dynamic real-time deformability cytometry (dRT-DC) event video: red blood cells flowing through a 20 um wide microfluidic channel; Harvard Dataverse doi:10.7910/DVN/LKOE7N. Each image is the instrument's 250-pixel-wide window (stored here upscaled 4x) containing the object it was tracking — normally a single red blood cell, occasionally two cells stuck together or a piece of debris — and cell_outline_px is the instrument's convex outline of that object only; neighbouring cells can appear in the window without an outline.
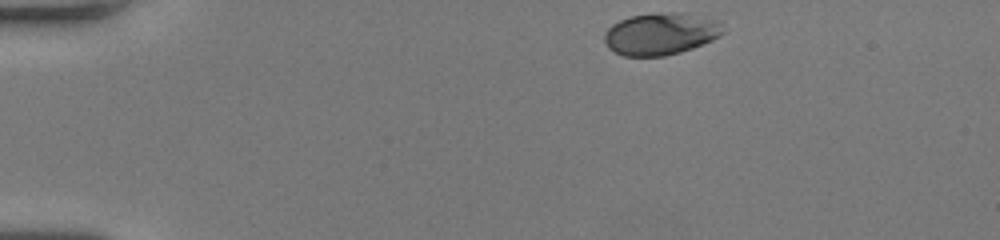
{"species": "human", "species_latin": "Homo sapiens", "temperature_condition": "room temperature", "stored_images_in_passage": 44, "camera_frame_rate_fps": 3000, "um_per_image_px": 0.085, "donor": {"sex": "female"}, "frame": {"image": 1, "passage_image": 1, "time_ms": 0.0, "image_size_px": [1000, 240], "cell_outline_px": [[724, 32], [720, 36], [712, 40], [692, 48], [680, 52], [664, 56], [624, 56], [608, 48], [604, 40], [604, 32], [612, 24], [620, 20], [632, 16], [660, 12], [680, 12], [716, 20]], "centroid_in_image_um": [56.12, 2.88], "position_along_channel_um": 28.9, "area_um2": 28.9}}
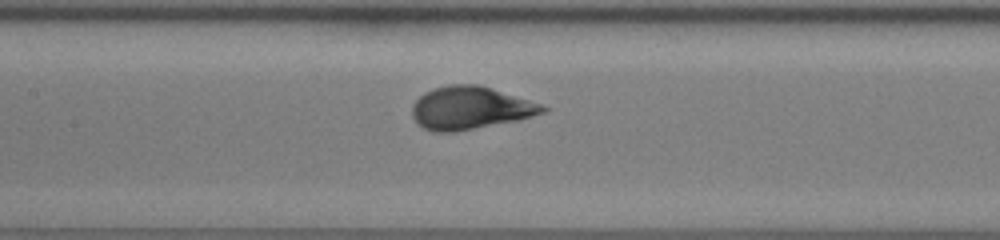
{"frame": {"image": 2, "passage_image": 18, "time_ms": 5.667, "image_size_px": [1000, 240], "cell_outline_px": [[548, 108], [544, 112], [520, 120], [452, 132], [432, 132], [424, 128], [412, 116], [412, 104], [424, 92], [432, 88], [448, 84], [476, 84], [492, 88], [540, 104]], "centroid_in_image_um": [39.93, 9.17], "position_along_channel_um": 167.5, "area_um2": 32.37}}
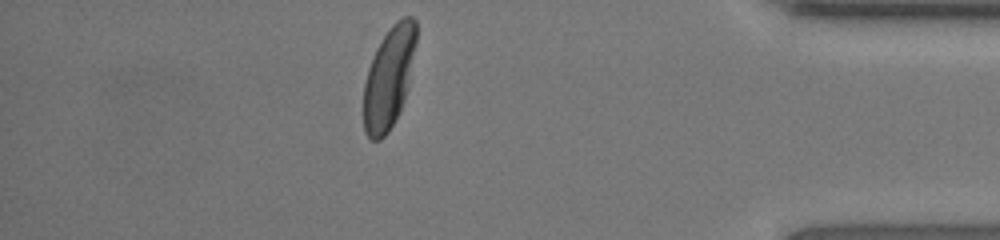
{"frame": {"image": 3, "passage_image": 38, "time_ms": 12.333, "image_size_px": [1000, 240], "cell_outline_px": [[416, 40], [408, 88], [400, 112], [388, 132], [380, 140], [372, 140], [364, 132], [364, 84], [368, 68], [376, 48], [392, 24], [396, 20], [404, 16], [412, 16], [416, 20]], "centroid_in_image_um": [33.06, 6.6], "position_along_channel_um": 402.1, "area_um2": 31.04}, "authors_computed_cell_mechanics": {"area_um2": 31.79, "velocity_mm_per_s": 4.0176, "shape_relaxation_time_tau1_ms": 2.208, "shape_relaxation_time_tau2_ms": null, "deformation_change_tau1": 0.1404, "deformation_change_tau2": null}}